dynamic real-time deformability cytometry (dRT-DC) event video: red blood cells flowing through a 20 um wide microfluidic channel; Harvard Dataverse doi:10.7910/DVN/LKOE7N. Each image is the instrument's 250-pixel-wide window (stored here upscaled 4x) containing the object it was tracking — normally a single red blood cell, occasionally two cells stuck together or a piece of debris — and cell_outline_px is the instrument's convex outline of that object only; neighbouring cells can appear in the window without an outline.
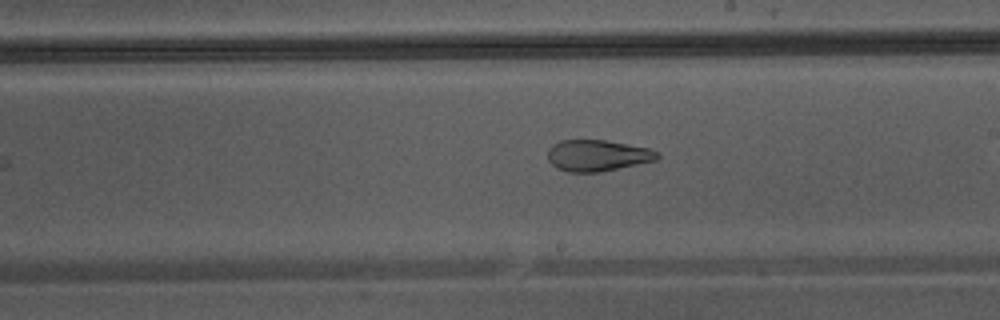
{"species": "Egyptian fruit bat (a non-hibernating species)", "species_latin": "Rousettus aegyptiacus", "temperature_condition": "warm", "stored_images_in_passage": 23, "camera_frame_rate_fps": 3000, "um_per_image_px": 0.085, "animal": {"sex": "male"}, "frame": {"image": 1, "passage_image": 13, "time_ms": 4.0, "image_size_px": [1000, 320], "cell_outline_px": [[660, 156], [656, 160], [600, 172], [568, 172], [556, 168], [548, 160], [548, 148], [552, 144], [560, 140], [604, 140], [648, 148], [660, 152]], "centroid_in_image_um": [50.76, 13.22], "position_along_channel_um": 238.2, "area_um2": 20.0}}